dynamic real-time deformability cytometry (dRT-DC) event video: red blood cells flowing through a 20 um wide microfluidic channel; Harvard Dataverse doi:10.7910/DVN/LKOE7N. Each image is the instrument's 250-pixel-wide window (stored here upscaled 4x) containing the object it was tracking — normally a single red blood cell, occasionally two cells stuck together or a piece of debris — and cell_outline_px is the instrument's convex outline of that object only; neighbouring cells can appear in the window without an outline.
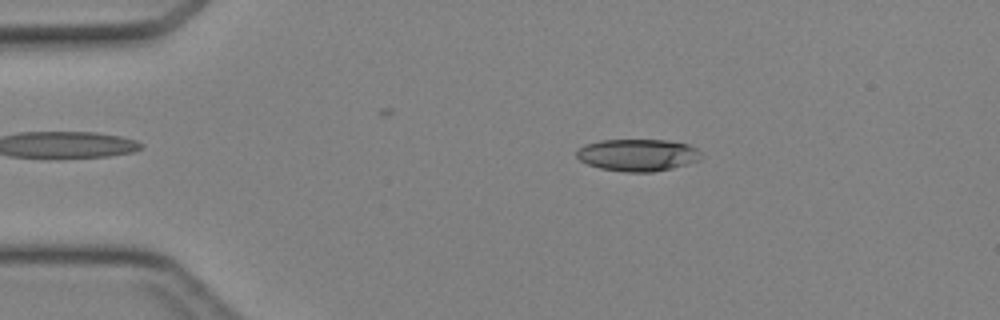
{"species": "Egyptian fruit bat (a non-hibernating species)", "species_latin": "Rousettus aegyptiacus", "temperature_condition": "cold", "stored_images_in_passage": 42, "camera_frame_rate_fps": 3000, "um_per_image_px": 0.085, "animal": {"sex": "female"}, "frame": {"image": 1, "passage_image": 5, "time_ms": 1.333, "image_size_px": [1000, 320], "cell_outline_px": [[700, 160], [672, 168], [652, 172], [624, 172], [600, 168], [588, 164], [580, 160], [576, 156], [576, 148], [584, 144], [600, 140], [668, 140], [688, 144], [696, 148], [700, 152]], "centroid_in_image_um": [54.17, 13.17], "position_along_channel_um": 30.8, "area_um2": 23.41}}
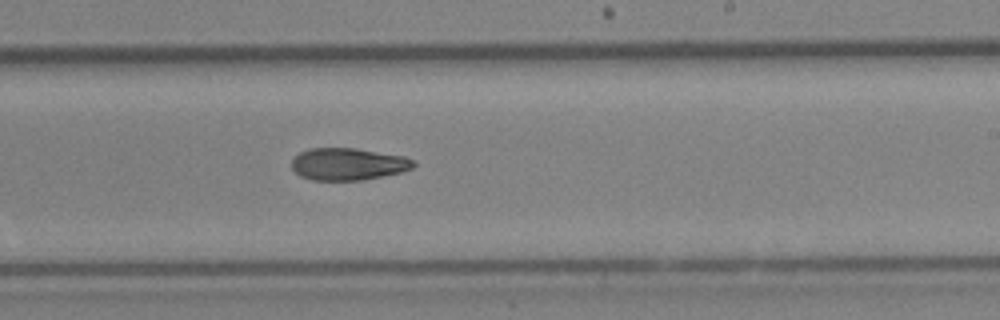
{"frame": {"image": 2, "passage_image": 24, "time_ms": 7.667, "image_size_px": [1000, 320], "cell_outline_px": [[416, 164], [412, 168], [404, 172], [360, 180], [312, 180], [300, 176], [292, 168], [292, 160], [300, 152], [308, 148], [356, 148], [404, 156], [412, 160]], "centroid_in_image_um": [29.59, 13.94], "position_along_channel_um": 259.4, "area_um2": 22.83}}
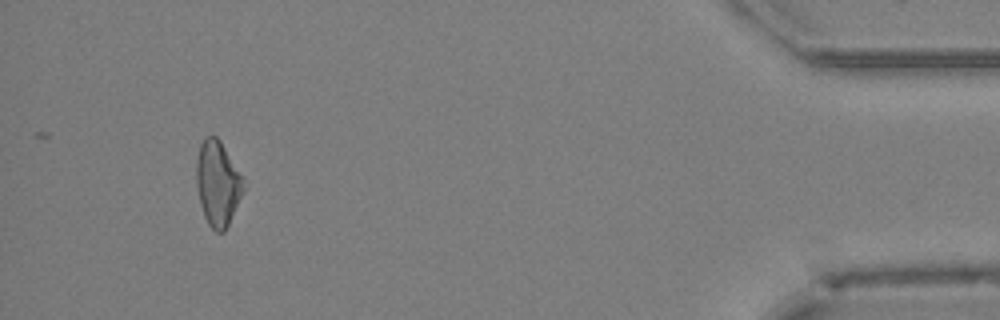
{"frame": {"image": 3, "passage_image": 39, "time_ms": 12.667, "image_size_px": [1000, 320], "cell_outline_px": [[244, 188], [228, 224], [224, 232], [216, 232], [208, 224], [204, 216], [200, 204], [196, 184], [196, 160], [200, 144], [204, 136], [216, 136], [220, 140], [244, 176]], "centroid_in_image_um": [18.49, 15.55], "position_along_channel_um": 416.7, "area_um2": 23.41}}